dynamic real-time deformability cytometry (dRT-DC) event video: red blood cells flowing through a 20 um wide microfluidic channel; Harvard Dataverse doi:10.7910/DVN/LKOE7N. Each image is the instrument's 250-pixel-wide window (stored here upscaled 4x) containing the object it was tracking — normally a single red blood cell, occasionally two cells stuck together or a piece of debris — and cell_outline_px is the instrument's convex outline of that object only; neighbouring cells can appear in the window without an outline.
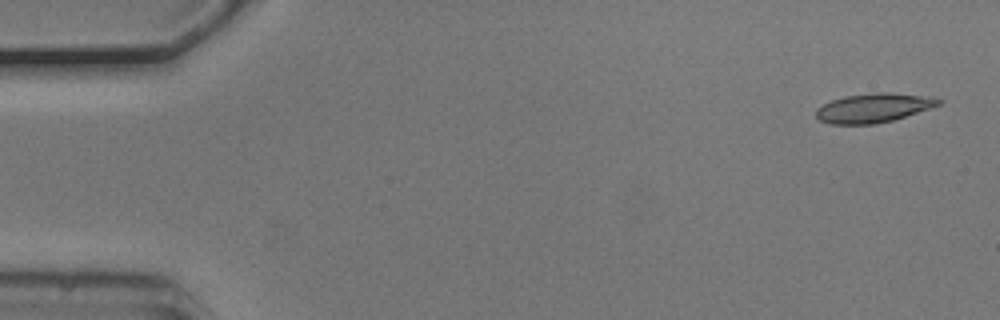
{"species": "common noctule bat (a hibernating species)", "species_latin": "Nyctalus noctula", "temperature_condition": "cold", "stored_images_in_passage": 6, "camera_frame_rate_fps": 3000, "um_per_image_px": 0.085, "animal": {"sex": "male", "body_mass_g": 20.5, "forearm_length_mm": 52.5}, "frame": {"image": 1, "passage_image": 1, "time_ms": 0.0, "image_size_px": [1000, 320], "cell_outline_px": [[944, 100], [940, 104], [892, 120], [872, 124], [832, 124], [820, 120], [816, 116], [816, 108], [832, 100], [844, 96], [876, 92], [892, 92], [932, 96]], "centroid_in_image_um": [74.26, 9.15], "position_along_channel_um": 10.7, "area_um2": 20.69}}